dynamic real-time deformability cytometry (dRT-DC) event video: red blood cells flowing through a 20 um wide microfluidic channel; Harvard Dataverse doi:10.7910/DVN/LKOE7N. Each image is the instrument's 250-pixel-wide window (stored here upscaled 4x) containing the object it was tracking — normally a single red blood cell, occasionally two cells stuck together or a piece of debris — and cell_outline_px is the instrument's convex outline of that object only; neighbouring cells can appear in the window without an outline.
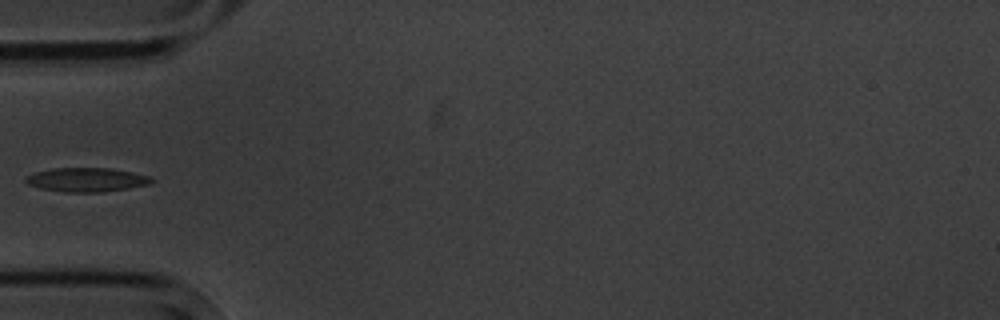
{"species": "common noctule bat (a hibernating species)", "species_latin": "Nyctalus noctula", "temperature_condition": "cold", "stored_images_in_passage": 4, "camera_frame_rate_fps": 3000, "um_per_image_px": 0.085, "animal": {"sex": "male", "body_mass_g": 20.1, "forearm_length_mm": 53.5}, "frame": {"image": 1, "passage_image": 4, "time_ms": 4.333, "image_size_px": [1000, 320], "cell_outline_px": [[156, 180], [152, 184], [128, 188], [100, 192], [68, 192], [40, 188], [28, 184], [24, 180], [24, 176], [36, 172], [52, 168], [112, 168], [132, 172], [148, 176]], "centroid_in_image_um": [7.37, 15.27], "position_along_channel_um": 77.6, "area_um2": 17.63}}